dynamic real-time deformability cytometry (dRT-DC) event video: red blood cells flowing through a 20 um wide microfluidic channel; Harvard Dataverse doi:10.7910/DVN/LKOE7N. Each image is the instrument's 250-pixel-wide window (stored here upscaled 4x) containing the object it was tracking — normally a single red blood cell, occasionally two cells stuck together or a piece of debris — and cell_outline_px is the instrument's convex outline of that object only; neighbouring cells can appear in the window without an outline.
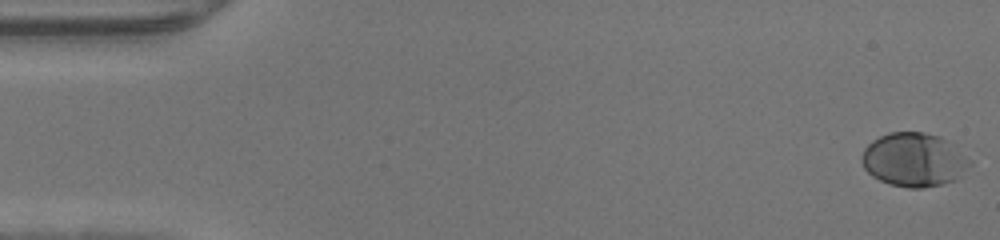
{"species": "human", "species_latin": "Homo sapiens", "temperature_condition": "warm", "stored_images_in_passage": 47, "camera_frame_rate_fps": 3000, "um_per_image_px": 0.085, "donor": {"sex": "male"}, "frame": {"image": 1, "passage_image": 1, "time_ms": 0.0, "image_size_px": [1000, 240], "cell_outline_px": [[972, 164], [956, 180], [940, 184], [920, 188], [908, 188], [888, 184], [872, 176], [864, 168], [860, 160], [860, 156], [864, 148], [872, 140], [888, 132], [924, 132], [940, 136], [972, 160]], "centroid_in_image_um": [77.66, 13.58], "position_along_channel_um": 7.3, "area_um2": 33.99}}
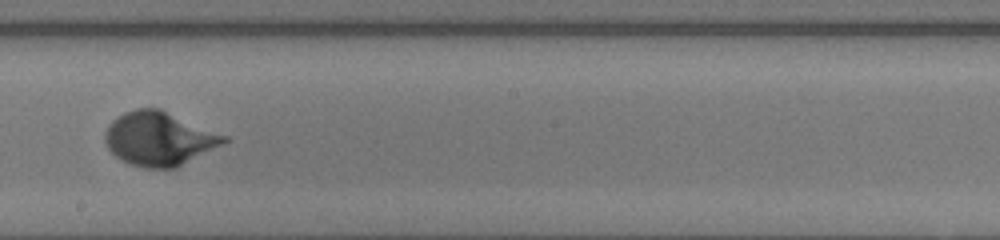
{"frame": {"image": 2, "passage_image": 27, "time_ms": 8.667, "image_size_px": [1000, 240], "cell_outline_px": [[232, 140], [176, 168], [144, 168], [132, 164], [116, 156], [108, 148], [104, 140], [104, 132], [108, 124], [112, 120], [124, 112], [136, 108], [160, 108], [228, 136]], "centroid_in_image_um": [13.55, 11.78], "position_along_channel_um": 234.7, "area_um2": 37.51}}
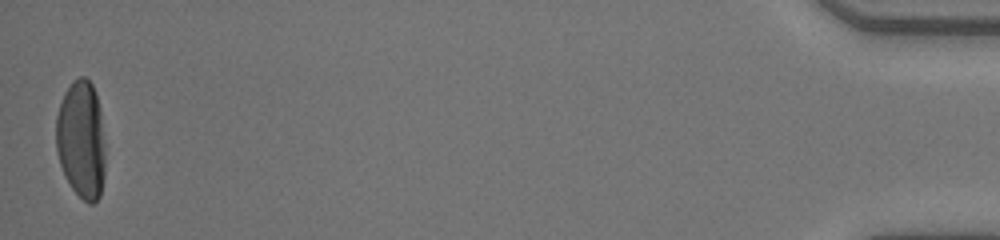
{"frame": {"image": 3, "passage_image": 47, "time_ms": 15.333, "image_size_px": [1000, 240], "cell_outline_px": [[104, 176], [100, 196], [92, 204], [88, 204], [72, 188], [64, 176], [60, 164], [56, 148], [56, 116], [64, 92], [72, 80], [80, 76], [84, 76], [92, 84], [100, 108], [104, 148]], "centroid_in_image_um": [6.89, 11.87], "position_along_channel_um": 428.3, "area_um2": 33.87}}